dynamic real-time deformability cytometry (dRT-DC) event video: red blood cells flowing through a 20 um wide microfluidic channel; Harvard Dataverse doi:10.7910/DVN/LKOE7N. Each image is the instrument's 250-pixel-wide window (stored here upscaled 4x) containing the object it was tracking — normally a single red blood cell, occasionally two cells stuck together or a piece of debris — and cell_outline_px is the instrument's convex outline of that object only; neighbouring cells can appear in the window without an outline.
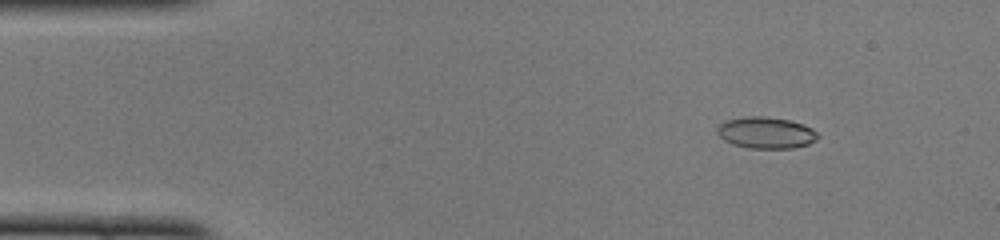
{"species": "common noctule bat (a hibernating species)", "species_latin": "Nyctalus noctula", "temperature_condition": "cold", "stored_images_in_passage": 49, "camera_frame_rate_fps": 3000, "um_per_image_px": 0.085, "animal": {"sex": "female", "body_mass_g": 22.0, "forearm_length_mm": 56.7}, "frame": {"image": 1, "passage_image": 6, "time_ms": 1.667, "image_size_px": [1000, 240], "cell_outline_px": [[820, 136], [816, 140], [808, 144], [792, 148], [748, 148], [732, 144], [724, 140], [716, 132], [716, 128], [724, 120], [744, 116], [764, 116], [788, 120], [804, 124], [812, 128]], "centroid_in_image_um": [65.09, 11.27], "position_along_channel_um": 19.9, "area_um2": 18.61}}
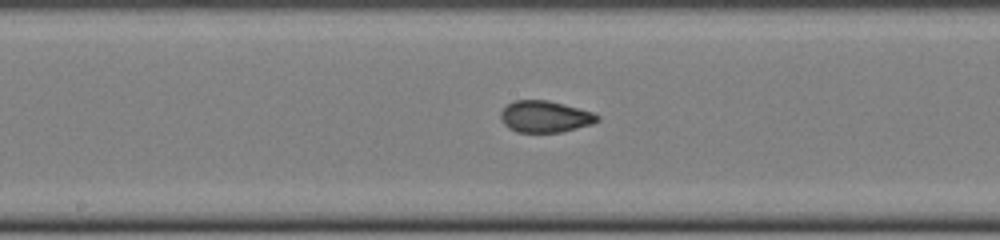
{"frame": {"image": 2, "passage_image": 25, "time_ms": 8.0, "image_size_px": [1000, 240], "cell_outline_px": [[600, 120], [592, 124], [560, 132], [516, 132], [508, 128], [504, 124], [500, 116], [500, 112], [508, 104], [516, 100], [548, 100], [564, 104], [592, 112], [600, 116]], "centroid_in_image_um": [46.32, 9.91], "position_along_channel_um": 201.9, "area_um2": 17.74}}
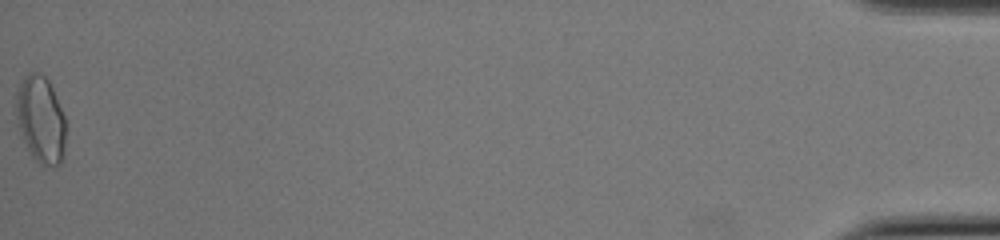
{"frame": {"image": 3, "passage_image": 49, "time_ms": 16.0, "image_size_px": [1000, 240], "cell_outline_px": [[64, 156], [60, 164], [44, 168], [28, 152], [16, 124], [12, 112], [16, 92], [20, 80], [28, 72], [40, 72], [48, 80], [52, 88], [64, 116]], "centroid_in_image_um": [3.38, 10.16], "position_along_channel_um": 431.8, "area_um2": 25.95}, "authors_computed_cell_mechanics": {"area_um2": 18.0336, "velocity_mm_per_s": 4.1153, "shape_relaxation_time_tau1_ms": null, "shape_relaxation_time_tau2_ms": 1.0301, "deformation_change_tau1": null, "deformation_change_tau2": 0.0575}}